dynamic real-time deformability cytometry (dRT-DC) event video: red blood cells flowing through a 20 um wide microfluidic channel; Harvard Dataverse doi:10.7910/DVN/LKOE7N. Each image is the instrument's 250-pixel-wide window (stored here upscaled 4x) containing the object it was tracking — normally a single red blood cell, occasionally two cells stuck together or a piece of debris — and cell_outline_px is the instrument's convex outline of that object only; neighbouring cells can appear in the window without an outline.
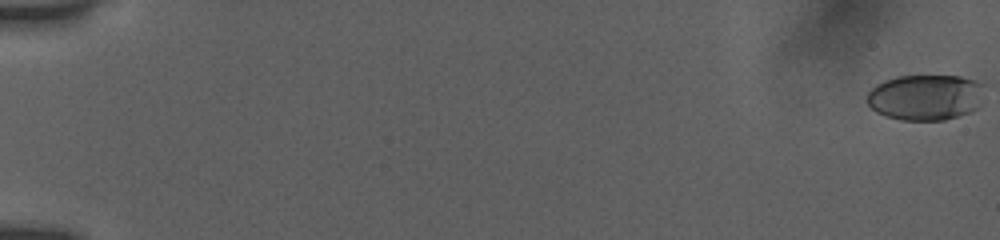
{"species": "human", "species_latin": "Homo sapiens", "temperature_condition": "room temperature", "stored_images_in_passage": 55, "camera_frame_rate_fps": 3000, "um_per_image_px": 0.085, "donor": {"sex": "female"}, "frame": {"image": 1, "passage_image": 1, "time_ms": 0.0, "image_size_px": [1000, 240], "cell_outline_px": [[984, 84], [976, 108], [972, 112], [944, 120], [900, 120], [884, 116], [876, 112], [868, 104], [868, 92], [876, 84], [884, 80], [896, 76], [960, 76], [976, 80]], "centroid_in_image_um": [78.64, 8.27], "position_along_channel_um": 6.4, "area_um2": 31.33}}
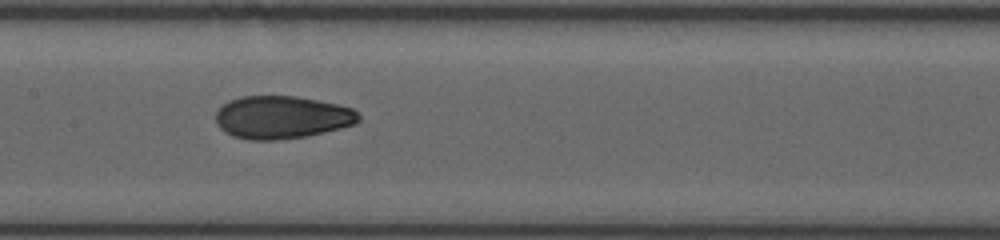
{"frame": {"image": 2, "passage_image": 30, "time_ms": 9.667, "image_size_px": [1000, 240], "cell_outline_px": [[360, 120], [356, 124], [324, 132], [304, 136], [276, 140], [248, 140], [232, 136], [224, 132], [216, 124], [216, 112], [228, 100], [240, 96], [296, 96], [336, 104], [352, 108], [360, 116]], "centroid_in_image_um": [23.93, 9.97], "position_along_channel_um": 183.5, "area_um2": 35.66}}
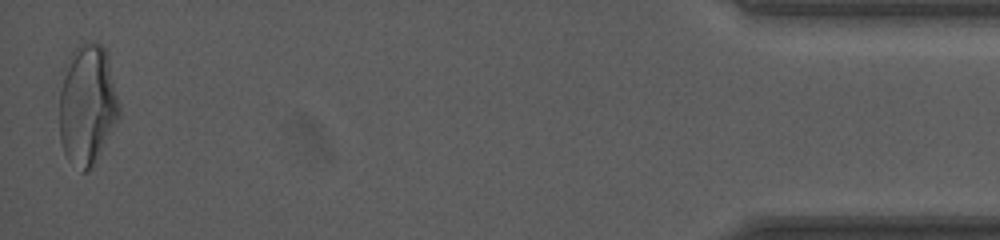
{"frame": {"image": 3, "passage_image": 55, "time_ms": 18.0, "image_size_px": [1000, 240], "cell_outline_px": [[120, 116], [92, 168], [88, 172], [80, 172], [68, 160], [64, 152], [60, 140], [60, 72], [68, 56], [80, 44], [100, 44], [104, 48], [108, 56], [120, 104]], "centroid_in_image_um": [7.4, 8.92], "position_along_channel_um": 427.8, "area_um2": 42.54}, "authors_computed_cell_mechanics": {"area_um2": 35.0846, "velocity_mm_per_s": 3.8978, "shape_relaxation_time_tau1_ms": 5.7544, "shape_relaxation_time_tau2_ms": 1.4936, "deformation_change_tau1": 0.1675, "deformation_change_tau2": 0.0672}}